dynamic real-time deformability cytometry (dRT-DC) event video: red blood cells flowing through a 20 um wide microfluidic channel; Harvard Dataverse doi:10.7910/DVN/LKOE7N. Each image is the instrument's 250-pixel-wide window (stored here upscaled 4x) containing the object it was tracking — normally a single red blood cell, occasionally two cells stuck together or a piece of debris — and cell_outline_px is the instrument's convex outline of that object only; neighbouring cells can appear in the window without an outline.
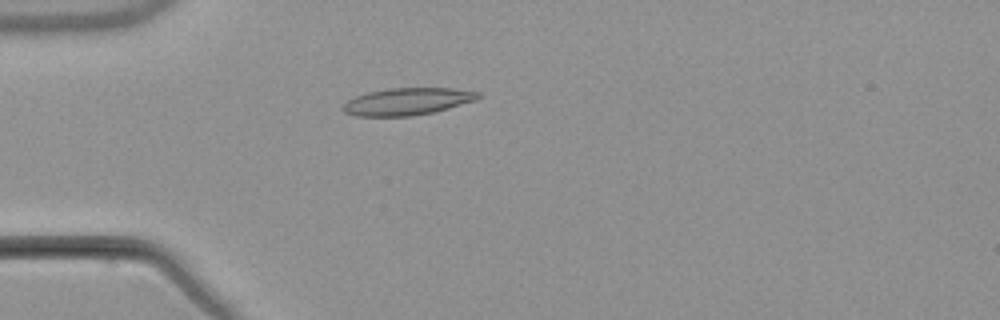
{"species": "common noctule bat (a hibernating species)", "species_latin": "Nyctalus noctula", "temperature_condition": "warm", "stored_images_in_passage": 3, "camera_frame_rate_fps": 3000, "um_per_image_px": 0.085, "animal": {"sex": "male", "body_mass_g": 21.5, "forearm_length_mm": 52.0}, "frame": {"image": 1, "passage_image": 2, "time_ms": 1.333, "image_size_px": [1000, 320], "cell_outline_px": [[484, 96], [476, 100], [448, 108], [432, 112], [412, 116], [356, 116], [344, 112], [340, 108], [348, 100], [356, 96], [368, 92], [388, 88], [452, 88], [480, 92]], "centroid_in_image_um": [34.63, 8.62], "position_along_channel_um": 50.4, "area_um2": 21.44}}